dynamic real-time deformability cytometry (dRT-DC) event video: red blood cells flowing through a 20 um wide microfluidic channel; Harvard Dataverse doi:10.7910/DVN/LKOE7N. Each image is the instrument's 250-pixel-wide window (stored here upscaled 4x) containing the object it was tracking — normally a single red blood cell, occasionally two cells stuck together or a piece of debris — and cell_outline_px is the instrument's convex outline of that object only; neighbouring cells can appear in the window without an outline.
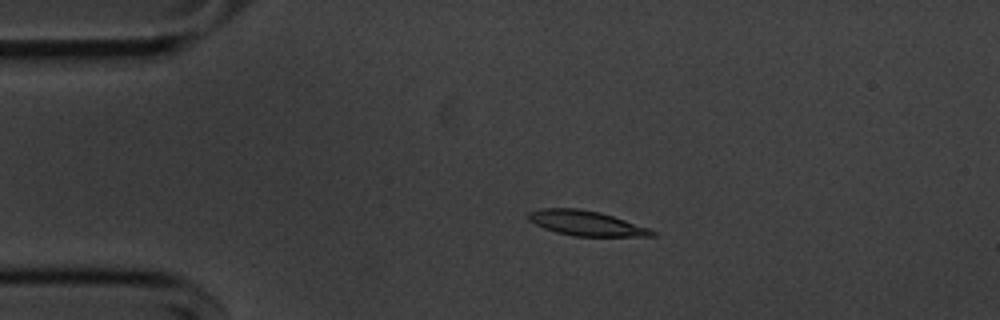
{"species": "common noctule bat (a hibernating species)", "species_latin": "Nyctalus noctula", "temperature_condition": "cold", "stored_images_in_passage": 53, "camera_frame_rate_fps": 3000, "um_per_image_px": 0.085, "animal": {"sex": "male", "body_mass_g": 20.1, "forearm_length_mm": 53.5}, "frame": {"image": 1, "passage_image": 10, "time_ms": 3.0, "image_size_px": [1000, 320], "cell_outline_px": [[656, 236], [572, 236], [556, 232], [544, 228], [528, 220], [528, 212], [540, 208], [580, 208], [600, 212], [648, 228], [656, 232]], "centroid_in_image_um": [49.78, 18.96], "position_along_channel_um": 35.2, "area_um2": 17.86}}
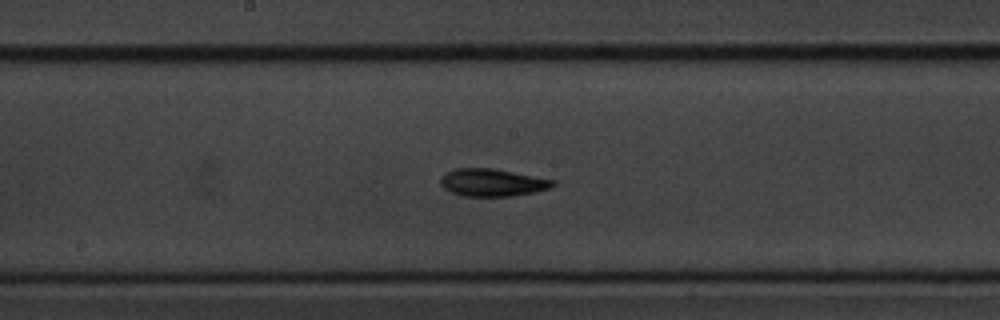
{"frame": {"image": 2, "passage_image": 27, "time_ms": 8.667, "image_size_px": [1000, 320], "cell_outline_px": [[556, 184], [552, 188], [512, 196], [464, 196], [452, 192], [444, 188], [440, 184], [440, 176], [444, 172], [456, 168], [492, 168], [556, 180]], "centroid_in_image_um": [41.83, 15.51], "position_along_channel_um": 206.4, "area_um2": 18.09}}
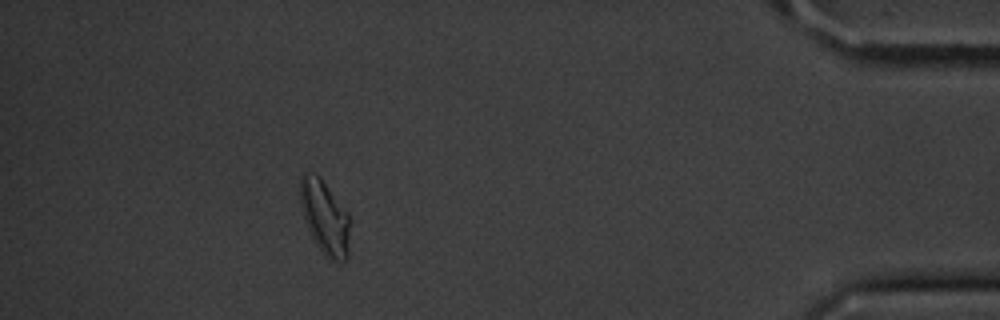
{"frame": {"image": 3, "passage_image": 48, "time_ms": 15.667, "image_size_px": [1000, 320], "cell_outline_px": [[352, 220], [348, 256], [344, 260], [328, 260], [316, 244], [304, 220], [300, 200], [300, 176], [304, 172], [320, 176], [348, 212]], "centroid_in_image_um": [27.65, 18.48], "position_along_channel_um": 407.6, "area_um2": 21.79}, "authors_computed_cell_mechanics": {"area_um2": 17.918, "velocity_mm_per_s": 3.6274, "shape_relaxation_time_tau1_ms": 3.1386, "shape_relaxation_time_tau2_ms": 3.9449, "deformation_change_tau1": 0.1302, "deformation_change_tau2": 0.0936}}